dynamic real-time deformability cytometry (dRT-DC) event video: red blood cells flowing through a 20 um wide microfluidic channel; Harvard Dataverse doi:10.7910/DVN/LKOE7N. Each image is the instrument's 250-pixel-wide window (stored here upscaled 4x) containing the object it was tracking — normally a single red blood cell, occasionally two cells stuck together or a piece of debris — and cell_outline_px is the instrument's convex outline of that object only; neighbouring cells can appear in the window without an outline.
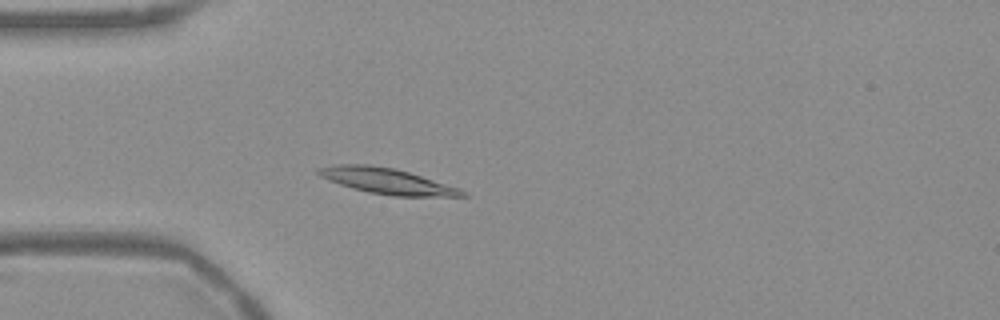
{"species": "Egyptian fruit bat (a non-hibernating species)", "species_latin": "Rousettus aegyptiacus", "temperature_condition": "warm", "stored_images_in_passage": 55, "camera_frame_rate_fps": 3000, "um_per_image_px": 0.085, "frame": {"image": 1, "passage_image": 16, "time_ms": 5.0, "image_size_px": [1000, 320], "cell_outline_px": [[468, 196], [392, 196], [368, 192], [352, 188], [328, 180], [320, 176], [316, 172], [316, 168], [332, 164], [368, 164], [396, 168], [460, 188], [468, 192]], "centroid_in_image_um": [32.87, 15.38], "position_along_channel_um": 52.1, "area_um2": 21.73}}
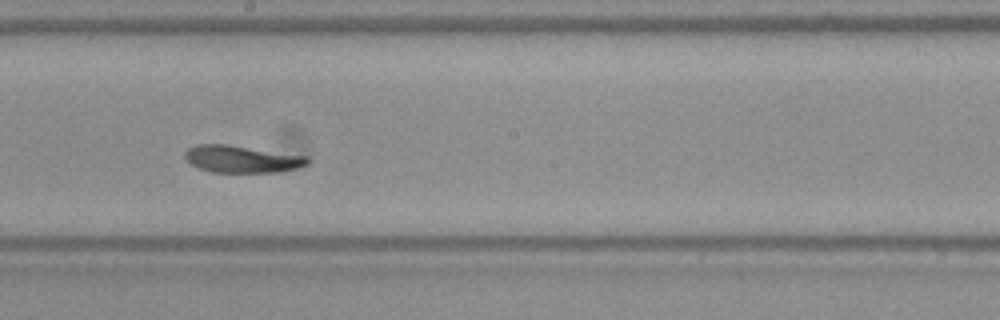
{"frame": {"image": 2, "passage_image": 31, "time_ms": 10.0, "image_size_px": [1000, 320], "cell_outline_px": [[308, 164], [296, 168], [280, 172], [212, 172], [200, 168], [184, 160], [184, 152], [188, 148], [196, 144], [228, 144], [308, 156]], "centroid_in_image_um": [20.53, 13.51], "position_along_channel_um": 227.7, "area_um2": 19.48}}
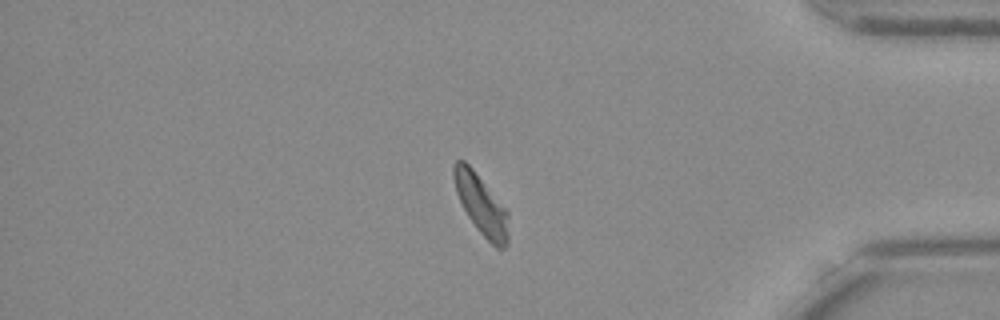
{"frame": {"image": 3, "passage_image": 47, "time_ms": 15.333, "image_size_px": [1000, 320], "cell_outline_px": [[508, 244], [504, 248], [496, 248], [476, 228], [468, 216], [456, 192], [452, 176], [452, 164], [456, 160], [464, 160], [472, 168], [508, 212]], "centroid_in_image_um": [40.88, 17.39], "position_along_channel_um": 394.3, "area_um2": 18.84}, "authors_computed_cell_mechanics": {"area_um2": 19.941, "velocity_mm_per_s": 3.6886, "shape_relaxation_time_tau1_ms": 3.5565, "shape_relaxation_time_tau2_ms": 3.3178, "deformation_change_tau1": 0.1317, "deformation_change_tau2": 0.0652}}